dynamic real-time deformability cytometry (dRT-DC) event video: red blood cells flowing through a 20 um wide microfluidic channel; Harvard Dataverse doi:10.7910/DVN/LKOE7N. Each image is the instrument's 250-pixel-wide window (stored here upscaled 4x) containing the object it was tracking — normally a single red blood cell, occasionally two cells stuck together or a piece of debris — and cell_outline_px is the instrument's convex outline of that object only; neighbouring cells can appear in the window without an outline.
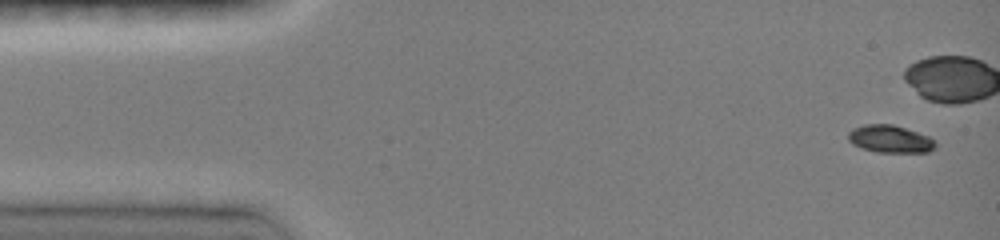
{"species": "common noctule bat (a hibernating species)", "species_latin": "Nyctalus noctula", "temperature_condition": "room temperature", "stored_images_in_passage": 40, "camera_frame_rate_fps": 3000, "um_per_image_px": 0.085, "animal": {"sex": "female", "body_mass_g": 19.0, "forearm_length_mm": 51.5}, "frame": {"image": 1, "passage_image": 1, "time_ms": 0.0, "image_size_px": [1000, 240], "cell_outline_px": [[936, 148], [928, 152], [876, 152], [852, 144], [848, 140], [848, 132], [852, 128], [864, 124], [892, 124], [928, 136], [936, 144]], "centroid_in_image_um": [75.63, 11.81], "position_along_channel_um": 9.4, "area_um2": 13.87}, "authors_computed_cell_mechanics": {"area_um2": 15.2303, "velocity_mm_per_s": 4.0777, "shape_relaxation_time_tau1_ms": 3.7309, "shape_relaxation_time_tau2_ms": null, "deformation_change_tau1": 0.1627, "deformation_change_tau2": null}}